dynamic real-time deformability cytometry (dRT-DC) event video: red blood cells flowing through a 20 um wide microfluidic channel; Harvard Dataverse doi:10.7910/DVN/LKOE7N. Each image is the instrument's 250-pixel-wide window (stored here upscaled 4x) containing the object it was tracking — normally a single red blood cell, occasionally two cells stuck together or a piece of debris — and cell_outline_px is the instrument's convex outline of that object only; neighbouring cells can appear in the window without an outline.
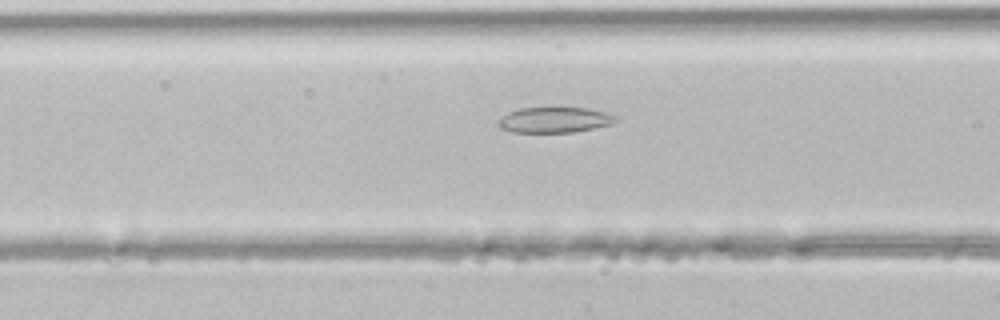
{"species": "common noctule bat (a hibernating species)", "species_latin": "Nyctalus noctula", "temperature_condition": "room temperature", "stored_images_in_passage": 30, "camera_frame_rate_fps": 3000, "um_per_image_px": 0.085, "animal": {"sex": "male", "body_mass_g": 21.5, "forearm_length_mm": 52.0}, "frame": {"image": 1, "passage_image": 12, "time_ms": 3.667, "image_size_px": [1000, 320], "cell_outline_px": [[616, 120], [612, 124], [572, 132], [512, 132], [504, 128], [500, 124], [500, 116], [508, 112], [520, 108], [588, 108], [604, 112], [616, 116]], "centroid_in_image_um": [47.14, 10.18], "position_along_channel_um": 119.5, "area_um2": 17.11}}
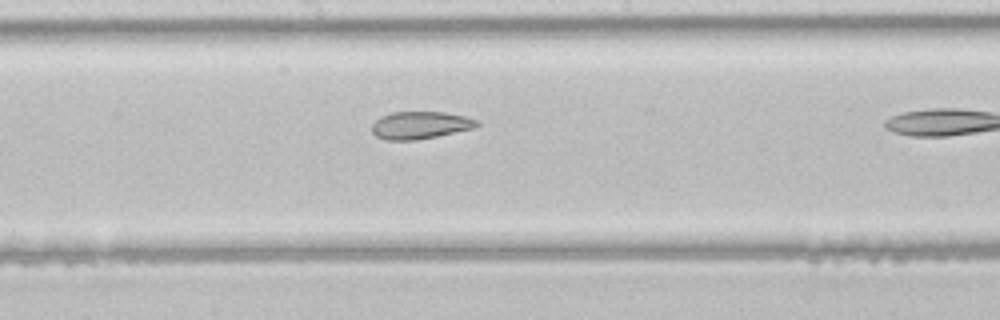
{"frame": {"image": 2, "passage_image": 18, "time_ms": 5.667, "image_size_px": [1000, 320], "cell_outline_px": [[480, 124], [476, 128], [416, 140], [388, 140], [376, 136], [372, 132], [372, 124], [380, 116], [392, 112], [444, 112], [464, 116], [476, 120]], "centroid_in_image_um": [35.71, 10.64], "position_along_channel_um": 212.5, "area_um2": 16.76}}
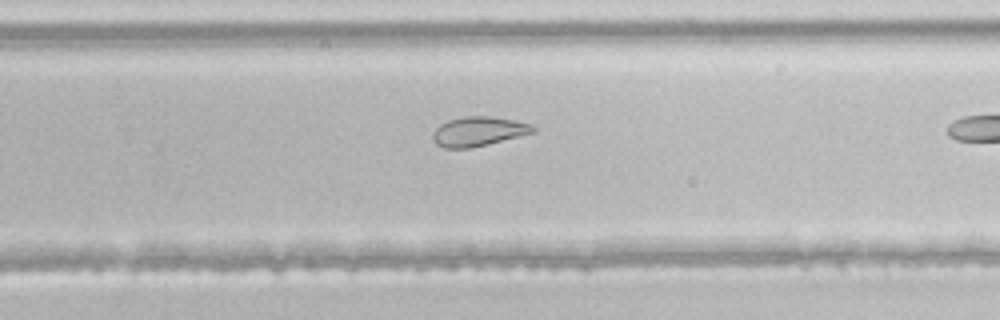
{"frame": {"image": 3, "passage_image": 23, "time_ms": 7.333, "image_size_px": [1000, 320], "cell_outline_px": [[536, 132], [472, 148], [444, 148], [436, 144], [432, 140], [432, 136], [436, 128], [440, 124], [448, 120], [464, 116], [488, 116], [512, 120], [532, 124], [536, 128]], "centroid_in_image_um": [40.66, 11.17], "position_along_channel_um": 289.1, "area_um2": 17.22}}